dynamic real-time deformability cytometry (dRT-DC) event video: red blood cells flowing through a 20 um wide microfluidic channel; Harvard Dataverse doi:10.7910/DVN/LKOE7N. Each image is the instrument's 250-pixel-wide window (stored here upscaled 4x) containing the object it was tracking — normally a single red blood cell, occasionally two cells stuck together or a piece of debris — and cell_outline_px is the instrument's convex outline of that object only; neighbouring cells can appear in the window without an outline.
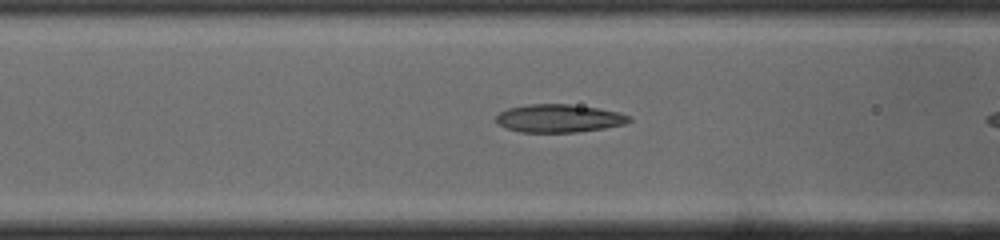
{"species": "common noctule bat (a hibernating species)", "species_latin": "Nyctalus noctula", "temperature_condition": "cold", "stored_images_in_passage": 31, "camera_frame_rate_fps": 3000, "um_per_image_px": 0.085, "animal": {"sex": "male", "body_mass_g": 19.0, "forearm_length_mm": 50.8}, "frame": {"image": 1, "passage_image": 11, "time_ms": 3.333, "image_size_px": [1000, 240], "cell_outline_px": [[632, 120], [624, 124], [604, 128], [576, 132], [520, 132], [504, 128], [496, 124], [496, 116], [500, 112], [508, 108], [528, 104], [568, 104], [600, 108], [620, 112], [632, 116]], "centroid_in_image_um": [47.51, 10.06], "position_along_channel_um": 119.1, "area_um2": 21.96}}
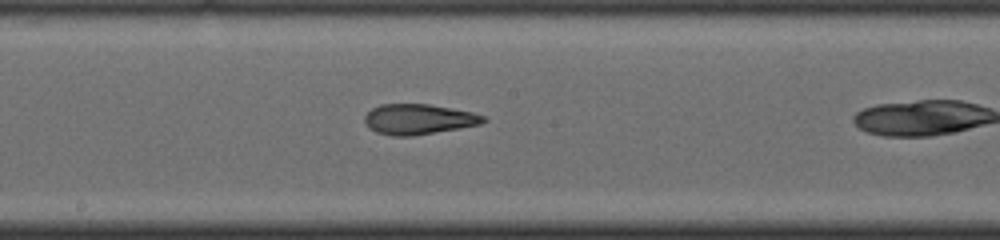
{"frame": {"image": 2, "passage_image": 18, "time_ms": 5.667, "image_size_px": [1000, 240], "cell_outline_px": [[488, 120], [480, 124], [412, 136], [392, 136], [376, 132], [364, 120], [364, 116], [372, 108], [380, 104], [428, 104], [472, 112], [484, 116]], "centroid_in_image_um": [35.57, 10.13], "position_along_channel_um": 212.6, "area_um2": 20.69}}
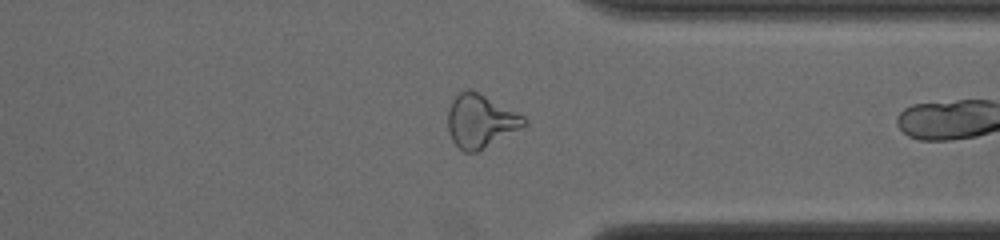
{"frame": {"image": 3, "passage_image": 30, "time_ms": 9.667, "image_size_px": [1000, 240], "cell_outline_px": [[528, 124], [476, 152], [464, 152], [452, 140], [448, 132], [448, 112], [452, 100], [460, 92], [468, 88], [472, 88], [524, 116], [528, 120]], "centroid_in_image_um": [40.84, 10.26], "position_along_channel_um": 370.6, "area_um2": 23.52}}